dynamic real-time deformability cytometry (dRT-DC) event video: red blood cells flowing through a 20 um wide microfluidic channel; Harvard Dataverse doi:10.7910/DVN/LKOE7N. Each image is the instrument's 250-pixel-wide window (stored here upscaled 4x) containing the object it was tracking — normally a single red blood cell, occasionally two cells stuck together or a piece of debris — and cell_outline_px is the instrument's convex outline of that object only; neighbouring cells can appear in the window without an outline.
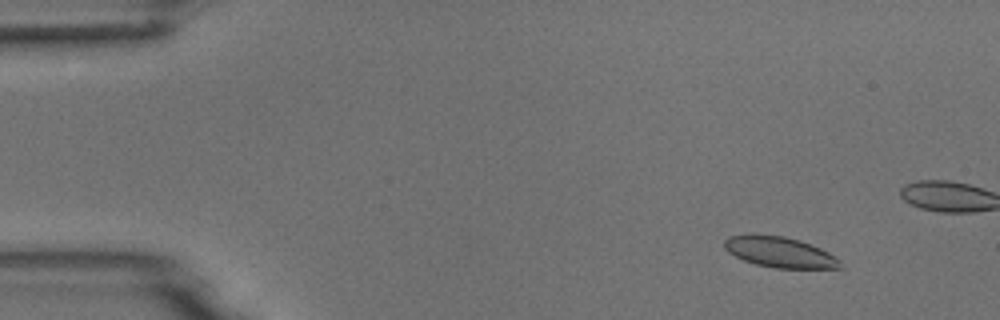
{"species": "common noctule bat (a hibernating species)", "species_latin": "Nyctalus noctula", "temperature_condition": "room temperature", "stored_images_in_passage": 6, "camera_frame_rate_fps": 3000, "um_per_image_px": 0.085, "animal": {"sex": "male", "body_mass_g": 18.8}, "frame": {"image": 1, "passage_image": 2, "time_ms": 1.333, "image_size_px": [1000, 320], "cell_outline_px": [[844, 268], [776, 268], [756, 264], [744, 260], [728, 252], [724, 248], [724, 240], [728, 236], [784, 236], [800, 240], [820, 248], [828, 252], [840, 260]], "centroid_in_image_um": [66.32, 21.46], "position_along_channel_um": 18.7, "area_um2": 20.23}}